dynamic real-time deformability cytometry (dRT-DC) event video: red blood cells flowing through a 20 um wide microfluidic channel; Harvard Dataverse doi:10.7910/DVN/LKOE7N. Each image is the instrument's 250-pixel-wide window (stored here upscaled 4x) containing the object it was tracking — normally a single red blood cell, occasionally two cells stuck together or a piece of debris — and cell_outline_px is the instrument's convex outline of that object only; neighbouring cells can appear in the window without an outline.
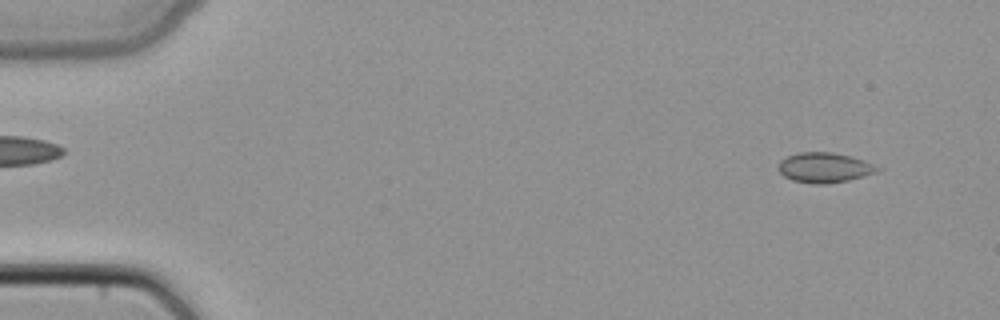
{"species": "common noctule bat (a hibernating species)", "species_latin": "Nyctalus noctula", "temperature_condition": "cold", "stored_images_in_passage": 47, "camera_frame_rate_fps": 3000, "um_per_image_px": 0.085, "animal": {"sex": "female", "body_mass_g": 22.7, "forearm_length_mm": 54.2}, "frame": {"image": 1, "passage_image": 3, "time_ms": 0.667, "image_size_px": [1000, 320], "cell_outline_px": [[884, 168], [880, 172], [848, 180], [824, 184], [812, 184], [792, 180], [784, 176], [780, 172], [780, 160], [788, 156], [800, 152], [832, 152], [852, 156], [864, 160]], "centroid_in_image_um": [70.15, 14.24], "position_along_channel_um": 14.8, "area_um2": 17.46}}
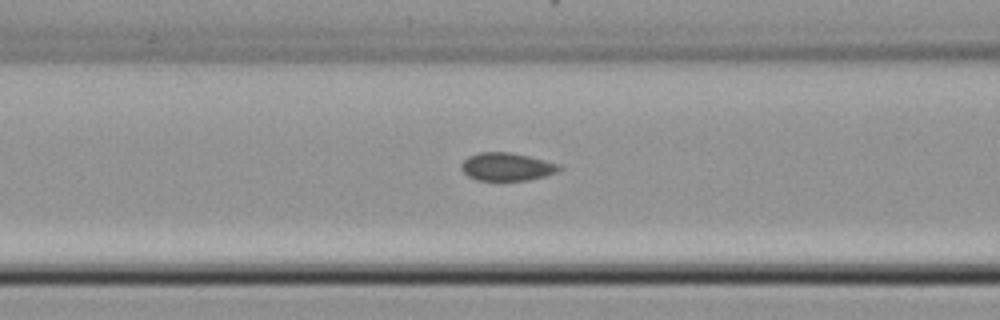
{"frame": {"image": 2, "passage_image": 19, "time_ms": 6.0, "image_size_px": [1000, 320], "cell_outline_px": [[564, 168], [560, 172], [528, 180], [476, 180], [468, 176], [460, 168], [460, 164], [468, 156], [480, 152], [512, 152], [564, 164]], "centroid_in_image_um": [43.15, 14.16], "position_along_channel_um": 123.4, "area_um2": 16.36}}
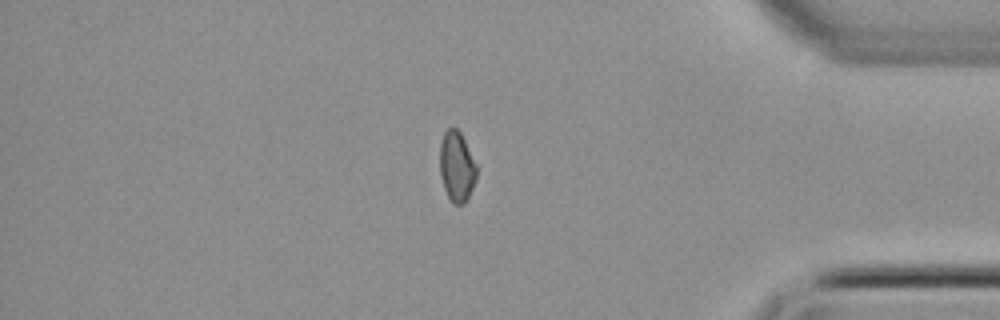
{"frame": {"image": 3, "passage_image": 40, "time_ms": 13.0, "image_size_px": [1000, 320], "cell_outline_px": [[476, 180], [464, 204], [452, 204], [444, 188], [440, 176], [440, 144], [444, 132], [448, 128], [456, 128], [460, 132], [476, 164]], "centroid_in_image_um": [38.81, 14.17], "position_along_channel_um": 396.4, "area_um2": 14.91}}